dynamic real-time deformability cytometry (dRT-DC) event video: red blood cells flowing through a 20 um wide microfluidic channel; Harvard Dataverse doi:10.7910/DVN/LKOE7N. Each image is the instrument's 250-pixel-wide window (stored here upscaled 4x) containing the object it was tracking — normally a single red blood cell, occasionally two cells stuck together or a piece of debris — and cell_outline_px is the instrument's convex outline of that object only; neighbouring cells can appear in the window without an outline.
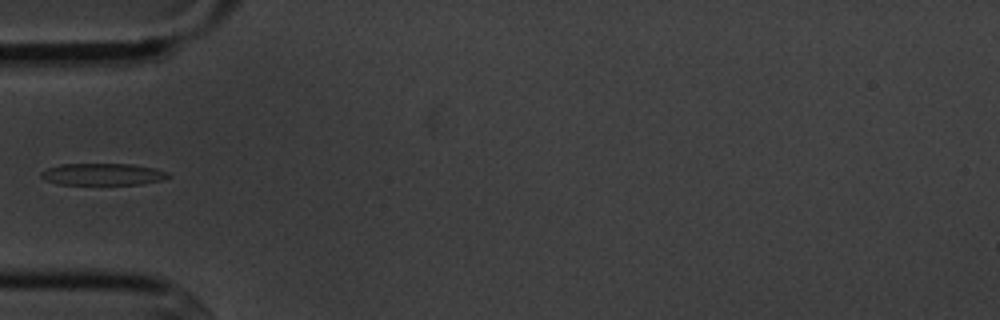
{"species": "common noctule bat (a hibernating species)", "species_latin": "Nyctalus noctula", "temperature_condition": "cold", "stored_images_in_passage": 2, "camera_frame_rate_fps": 3000, "um_per_image_px": 0.085, "animal": {"sex": "male", "body_mass_g": 20.1, "forearm_length_mm": 53.5}, "frame": {"image": 1, "passage_image": 1, "time_ms": 0.0, "image_size_px": [1000, 320], "cell_outline_px": [[172, 176], [160, 180], [140, 184], [56, 184], [44, 180], [40, 176], [40, 172], [48, 168], [60, 164], [132, 164], [156, 168], [168, 172]], "centroid_in_image_um": [8.72, 14.81], "position_along_channel_um": 76.3, "area_um2": 16.24}}
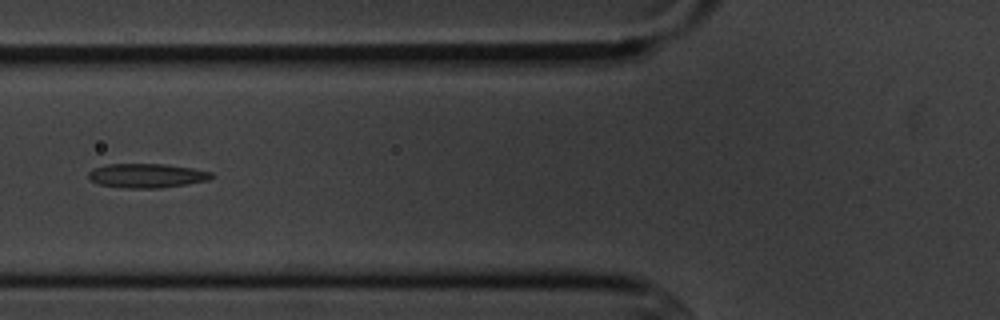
{"frame": {"image": 2, "passage_image": 2, "time_ms": 1.0, "image_size_px": [1000, 320], "cell_outline_px": [[212, 176], [208, 180], [160, 188], [124, 188], [100, 184], [92, 180], [88, 176], [88, 172], [92, 168], [108, 164], [164, 164], [192, 168], [212, 172]], "centroid_in_image_um": [12.45, 14.92], "position_along_channel_um": 113.4, "area_um2": 17.17}}